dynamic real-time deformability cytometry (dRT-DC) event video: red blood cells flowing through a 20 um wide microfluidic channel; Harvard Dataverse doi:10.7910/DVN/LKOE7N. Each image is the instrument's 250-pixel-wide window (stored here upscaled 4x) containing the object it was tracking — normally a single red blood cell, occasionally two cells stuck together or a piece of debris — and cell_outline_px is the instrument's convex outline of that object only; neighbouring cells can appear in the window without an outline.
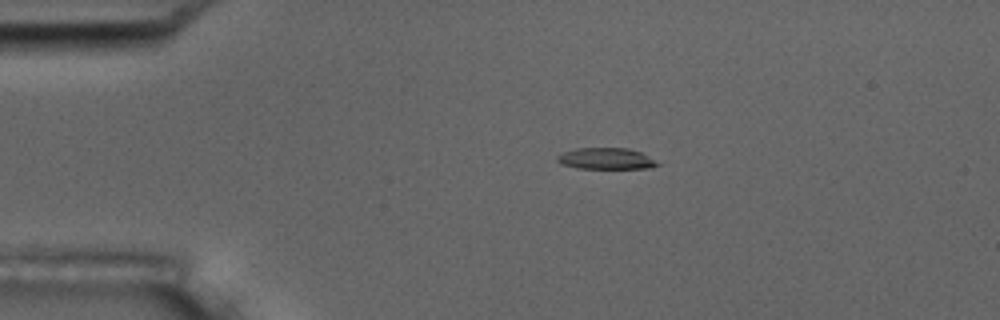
{"species": "common noctule bat (a hibernating species)", "species_latin": "Nyctalus noctula", "temperature_condition": "room temperature", "stored_images_in_passage": 4, "camera_frame_rate_fps": 3000, "um_per_image_px": 0.085, "animal": {"sex": "male", "body_mass_g": 17.5, "forearm_length_mm": 52.3}, "frame": {"image": 1, "passage_image": 2, "time_ms": 1.333, "image_size_px": [1000, 320], "cell_outline_px": [[660, 164], [652, 168], [576, 168], [560, 164], [556, 160], [556, 156], [564, 152], [576, 148], [628, 148], [640, 152]], "centroid_in_image_um": [51.46, 13.48], "position_along_channel_um": 33.5, "area_um2": 12.37}}
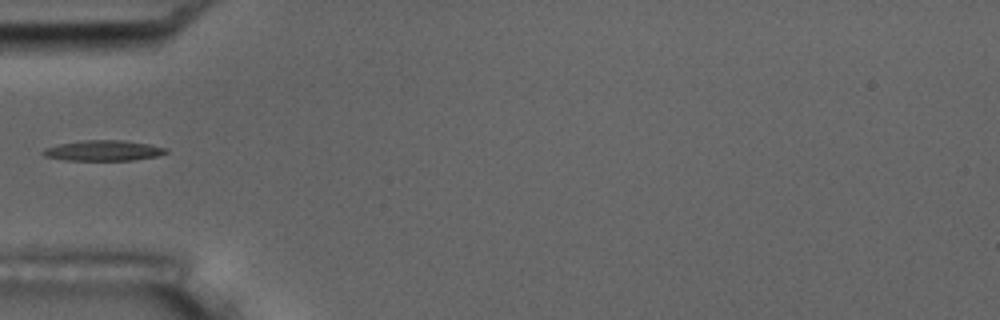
{"frame": {"image": 2, "passage_image": 4, "time_ms": 3.667, "image_size_px": [1000, 320], "cell_outline_px": [[168, 152], [156, 156], [132, 160], [64, 160], [44, 156], [40, 152], [44, 148], [60, 144], [84, 140], [120, 140], [148, 144], [168, 148]], "centroid_in_image_um": [8.76, 12.8], "position_along_channel_um": 76.2, "area_um2": 14.57}}